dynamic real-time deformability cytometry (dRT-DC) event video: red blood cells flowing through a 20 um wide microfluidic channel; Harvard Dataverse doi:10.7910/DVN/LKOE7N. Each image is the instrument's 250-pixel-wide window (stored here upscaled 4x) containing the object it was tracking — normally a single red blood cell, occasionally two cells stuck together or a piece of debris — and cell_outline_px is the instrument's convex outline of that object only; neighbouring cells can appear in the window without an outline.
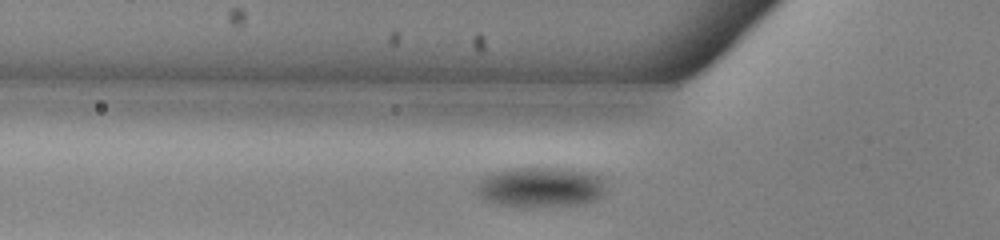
{"species": "common noctule bat (a hibernating species)", "species_latin": "Nyctalus noctula", "temperature_condition": "warm", "stored_images_in_passage": 33, "camera_frame_rate_fps": 3000, "um_per_image_px": 0.085, "animal": {"sex": "male", "body_mass_g": 13.0, "forearm_length_mm": 53.1}, "frame": {"image": 1, "passage_image": 7, "time_ms": 2.0, "image_size_px": [1000, 240], "cell_outline_px": [[604, 188], [600, 196], [592, 200], [576, 204], [496, 204], [480, 196], [480, 180], [484, 176], [508, 168], [568, 168], [588, 172], [600, 176], [604, 180]], "centroid_in_image_um": [45.99, 15.84], "position_along_channel_um": 79.8, "area_um2": 28.78}}
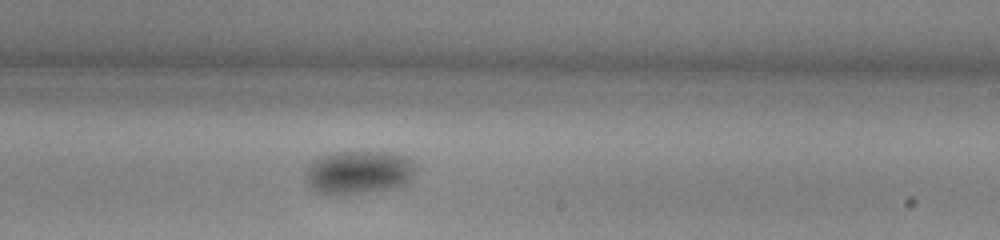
{"frame": {"image": 2, "passage_image": 21, "time_ms": 6.667, "image_size_px": [1000, 240], "cell_outline_px": [[420, 168], [404, 184], [392, 188], [336, 196], [328, 196], [316, 192], [308, 180], [308, 168], [316, 160], [332, 152], [396, 152], [408, 156]], "centroid_in_image_um": [30.59, 14.64], "position_along_channel_um": 258.4, "area_um2": 27.86}}
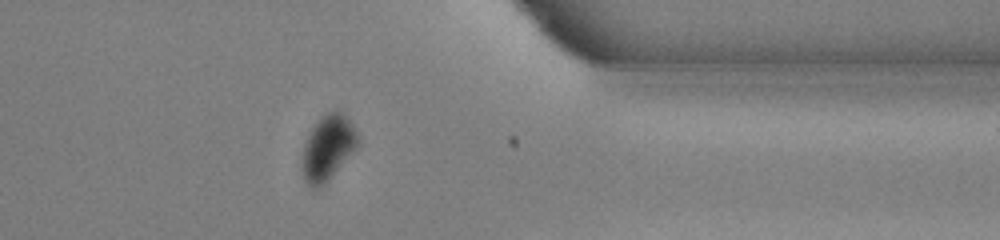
{"frame": {"image": 3, "passage_image": 32, "time_ms": 10.333, "image_size_px": [1000, 240], "cell_outline_px": [[356, 144], [324, 184], [316, 188], [312, 188], [304, 180], [304, 144], [312, 128], [320, 116], [324, 112], [340, 112], [352, 124], [356, 132]], "centroid_in_image_um": [27.82, 12.52], "position_along_channel_um": 383.6, "area_um2": 19.65}}